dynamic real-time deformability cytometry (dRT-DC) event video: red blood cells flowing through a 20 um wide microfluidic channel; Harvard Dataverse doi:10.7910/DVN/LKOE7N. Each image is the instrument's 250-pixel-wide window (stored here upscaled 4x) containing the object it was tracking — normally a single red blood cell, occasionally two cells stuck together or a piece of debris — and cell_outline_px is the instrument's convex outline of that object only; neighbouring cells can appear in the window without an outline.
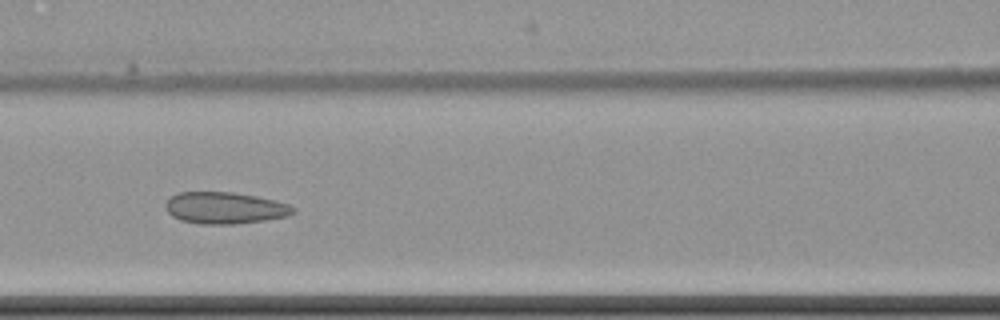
{"species": "common noctule bat (a hibernating species)", "species_latin": "Nyctalus noctula", "temperature_condition": "cold", "stored_images_in_passage": 8, "camera_frame_rate_fps": 3000, "um_per_image_px": 0.085, "animal": {"sex": "female", "body_mass_g": 22.7, "forearm_length_mm": 54.2}, "frame": {"image": 1, "passage_image": 8, "time_ms": 8.667, "image_size_px": [1000, 320], "cell_outline_px": [[296, 212], [288, 216], [264, 220], [236, 224], [200, 224], [180, 220], [172, 216], [164, 208], [164, 204], [172, 196], [180, 192], [232, 192], [256, 196], [288, 204], [296, 208]], "centroid_in_image_um": [19.1, 17.68], "position_along_channel_um": 147.5, "area_um2": 23.58}}